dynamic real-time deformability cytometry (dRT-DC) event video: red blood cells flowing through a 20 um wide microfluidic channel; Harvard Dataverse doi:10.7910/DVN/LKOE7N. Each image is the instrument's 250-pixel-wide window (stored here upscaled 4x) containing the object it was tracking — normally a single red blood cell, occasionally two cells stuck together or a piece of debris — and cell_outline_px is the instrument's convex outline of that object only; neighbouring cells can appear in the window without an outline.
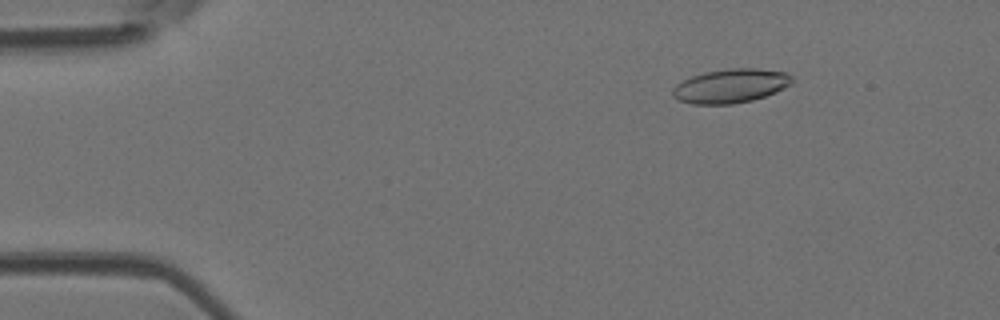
{"species": "Egyptian fruit bat (a non-hibernating species)", "species_latin": "Rousettus aegyptiacus", "temperature_condition": "room temperature", "stored_images_in_passage": 49, "camera_frame_rate_fps": 3000, "um_per_image_px": 0.085, "animal": {"sex": "female"}, "frame": {"image": 1, "passage_image": 7, "time_ms": 2.0, "image_size_px": [1000, 320], "cell_outline_px": [[792, 84], [776, 92], [752, 100], [732, 104], [692, 104], [680, 100], [672, 96], [672, 88], [676, 84], [692, 76], [704, 72], [728, 68], [756, 68], [784, 72], [792, 76]], "centroid_in_image_um": [62.1, 7.3], "position_along_channel_um": 22.9, "area_um2": 23.64}}
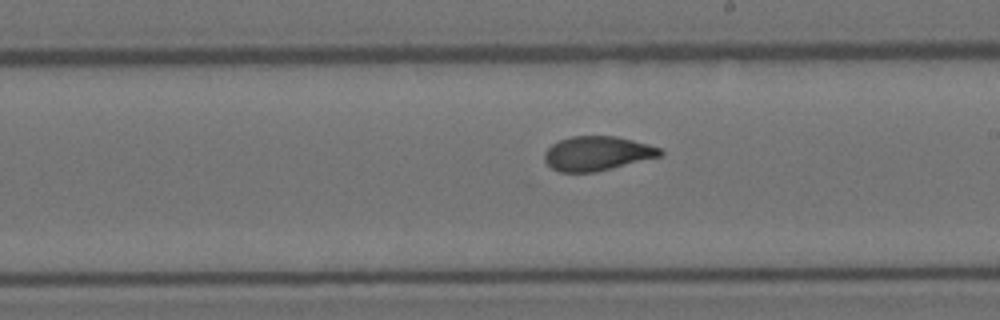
{"frame": {"image": 2, "passage_image": 28, "time_ms": 9.0, "image_size_px": [1000, 320], "cell_outline_px": [[664, 152], [660, 156], [596, 172], [560, 172], [552, 168], [544, 160], [544, 152], [552, 144], [560, 140], [572, 136], [616, 136], [648, 144], [660, 148]], "centroid_in_image_um": [50.74, 13.04], "position_along_channel_um": 238.3, "area_um2": 23.0}}
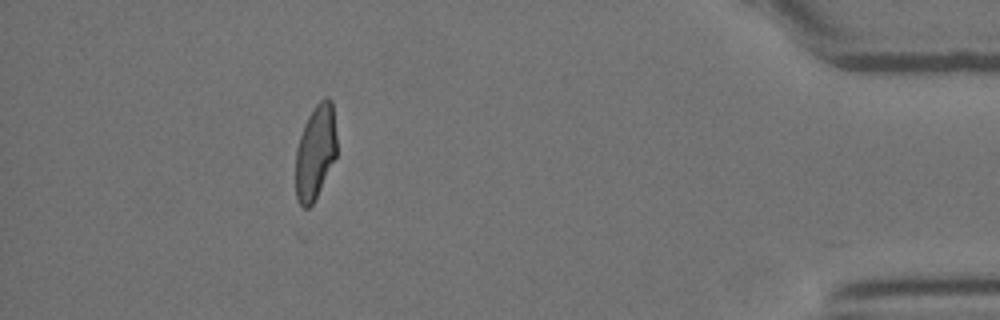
{"frame": {"image": 3, "passage_image": 44, "time_ms": 14.333, "image_size_px": [1000, 320], "cell_outline_px": [[336, 156], [312, 204], [308, 208], [304, 208], [300, 204], [296, 196], [296, 148], [304, 124], [308, 116], [316, 104], [324, 96], [328, 96], [332, 100], [336, 136]], "centroid_in_image_um": [26.8, 12.88], "position_along_channel_um": 408.4, "area_um2": 22.43}, "authors_computed_cell_mechanics": {"area_um2": 23.5246, "velocity_mm_per_s": 4.1986, "shape_relaxation_time_tau1_ms": 4.9592, "shape_relaxation_time_tau2_ms": 1.344, "deformation_change_tau1": 0.1682, "deformation_change_tau2": 0.0707}}